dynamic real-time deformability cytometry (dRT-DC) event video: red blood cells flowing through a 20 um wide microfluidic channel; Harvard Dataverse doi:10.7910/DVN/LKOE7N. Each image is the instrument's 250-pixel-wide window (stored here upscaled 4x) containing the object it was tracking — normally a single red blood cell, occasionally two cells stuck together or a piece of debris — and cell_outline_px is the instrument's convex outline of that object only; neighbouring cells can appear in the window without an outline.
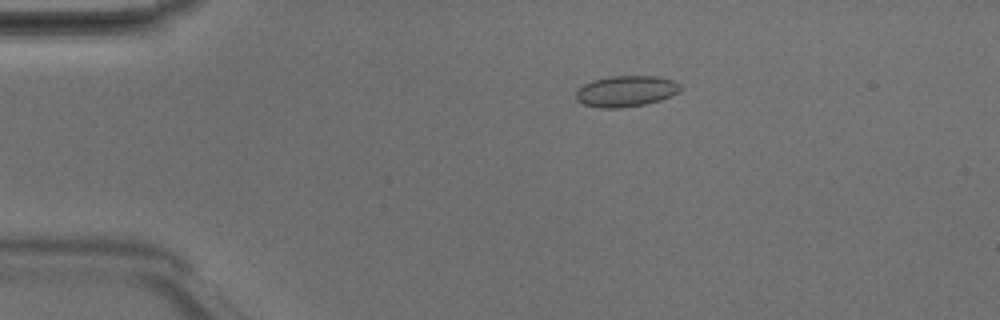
{"species": "Egyptian fruit bat (a non-hibernating species)", "species_latin": "Rousettus aegyptiacus", "temperature_condition": "room temperature", "stored_images_in_passage": 4, "camera_frame_rate_fps": 3000, "um_per_image_px": 0.085, "animal": {"sex": "male"}, "frame": {"image": 1, "passage_image": 3, "time_ms": 0.667, "image_size_px": [1000, 320], "cell_outline_px": [[680, 92], [660, 100], [644, 104], [620, 108], [600, 108], [584, 104], [576, 100], [576, 92], [584, 84], [592, 80], [612, 76], [656, 76], [676, 80], [680, 84]], "centroid_in_image_um": [53.23, 7.74], "position_along_channel_um": 31.8, "area_um2": 18.9}}